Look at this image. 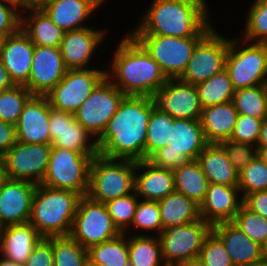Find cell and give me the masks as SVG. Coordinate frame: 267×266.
Wrapping results in <instances>:
<instances>
[{"label":"cell","instance_id":"obj_3","mask_svg":"<svg viewBox=\"0 0 267 266\" xmlns=\"http://www.w3.org/2000/svg\"><path fill=\"white\" fill-rule=\"evenodd\" d=\"M119 42L106 77L125 95L150 97L166 83L167 77L131 34Z\"/></svg>","mask_w":267,"mask_h":266},{"label":"cell","instance_id":"obj_63","mask_svg":"<svg viewBox=\"0 0 267 266\" xmlns=\"http://www.w3.org/2000/svg\"><path fill=\"white\" fill-rule=\"evenodd\" d=\"M265 95H266V103H267V82L265 83Z\"/></svg>","mask_w":267,"mask_h":266},{"label":"cell","instance_id":"obj_20","mask_svg":"<svg viewBox=\"0 0 267 266\" xmlns=\"http://www.w3.org/2000/svg\"><path fill=\"white\" fill-rule=\"evenodd\" d=\"M51 107L46 96L32 95L24 104L16 127L18 142L51 144L49 131Z\"/></svg>","mask_w":267,"mask_h":266},{"label":"cell","instance_id":"obj_4","mask_svg":"<svg viewBox=\"0 0 267 266\" xmlns=\"http://www.w3.org/2000/svg\"><path fill=\"white\" fill-rule=\"evenodd\" d=\"M81 197L70 190L37 185L28 222L43 238L69 236Z\"/></svg>","mask_w":267,"mask_h":266},{"label":"cell","instance_id":"obj_5","mask_svg":"<svg viewBox=\"0 0 267 266\" xmlns=\"http://www.w3.org/2000/svg\"><path fill=\"white\" fill-rule=\"evenodd\" d=\"M135 170L136 161L96 155L89 169L87 196L105 204L110 200L133 193Z\"/></svg>","mask_w":267,"mask_h":266},{"label":"cell","instance_id":"obj_54","mask_svg":"<svg viewBox=\"0 0 267 266\" xmlns=\"http://www.w3.org/2000/svg\"><path fill=\"white\" fill-rule=\"evenodd\" d=\"M257 147H267V118L262 122Z\"/></svg>","mask_w":267,"mask_h":266},{"label":"cell","instance_id":"obj_55","mask_svg":"<svg viewBox=\"0 0 267 266\" xmlns=\"http://www.w3.org/2000/svg\"><path fill=\"white\" fill-rule=\"evenodd\" d=\"M53 0H28V10H43Z\"/></svg>","mask_w":267,"mask_h":266},{"label":"cell","instance_id":"obj_14","mask_svg":"<svg viewBox=\"0 0 267 266\" xmlns=\"http://www.w3.org/2000/svg\"><path fill=\"white\" fill-rule=\"evenodd\" d=\"M105 77L106 71L102 69H68L45 96L50 107L74 114Z\"/></svg>","mask_w":267,"mask_h":266},{"label":"cell","instance_id":"obj_58","mask_svg":"<svg viewBox=\"0 0 267 266\" xmlns=\"http://www.w3.org/2000/svg\"><path fill=\"white\" fill-rule=\"evenodd\" d=\"M0 266H23V265L10 261L2 256V259L0 260Z\"/></svg>","mask_w":267,"mask_h":266},{"label":"cell","instance_id":"obj_22","mask_svg":"<svg viewBox=\"0 0 267 266\" xmlns=\"http://www.w3.org/2000/svg\"><path fill=\"white\" fill-rule=\"evenodd\" d=\"M238 186L210 183L204 200L199 205L200 217L212 226L232 222L243 205Z\"/></svg>","mask_w":267,"mask_h":266},{"label":"cell","instance_id":"obj_37","mask_svg":"<svg viewBox=\"0 0 267 266\" xmlns=\"http://www.w3.org/2000/svg\"><path fill=\"white\" fill-rule=\"evenodd\" d=\"M232 102L238 115H248L261 120L267 118L265 84L235 90Z\"/></svg>","mask_w":267,"mask_h":266},{"label":"cell","instance_id":"obj_30","mask_svg":"<svg viewBox=\"0 0 267 266\" xmlns=\"http://www.w3.org/2000/svg\"><path fill=\"white\" fill-rule=\"evenodd\" d=\"M21 28L34 45L60 48L64 31L44 10H28L27 14H21Z\"/></svg>","mask_w":267,"mask_h":266},{"label":"cell","instance_id":"obj_46","mask_svg":"<svg viewBox=\"0 0 267 266\" xmlns=\"http://www.w3.org/2000/svg\"><path fill=\"white\" fill-rule=\"evenodd\" d=\"M263 120L248 115H238L230 140L257 147Z\"/></svg>","mask_w":267,"mask_h":266},{"label":"cell","instance_id":"obj_41","mask_svg":"<svg viewBox=\"0 0 267 266\" xmlns=\"http://www.w3.org/2000/svg\"><path fill=\"white\" fill-rule=\"evenodd\" d=\"M245 39L253 43H267V0H255L247 12Z\"/></svg>","mask_w":267,"mask_h":266},{"label":"cell","instance_id":"obj_43","mask_svg":"<svg viewBox=\"0 0 267 266\" xmlns=\"http://www.w3.org/2000/svg\"><path fill=\"white\" fill-rule=\"evenodd\" d=\"M248 238L263 246L267 241V219L256 214L244 205L232 221Z\"/></svg>","mask_w":267,"mask_h":266},{"label":"cell","instance_id":"obj_16","mask_svg":"<svg viewBox=\"0 0 267 266\" xmlns=\"http://www.w3.org/2000/svg\"><path fill=\"white\" fill-rule=\"evenodd\" d=\"M154 108L171 115L174 119H200L202 106L195 85L178 79L166 83L150 96Z\"/></svg>","mask_w":267,"mask_h":266},{"label":"cell","instance_id":"obj_18","mask_svg":"<svg viewBox=\"0 0 267 266\" xmlns=\"http://www.w3.org/2000/svg\"><path fill=\"white\" fill-rule=\"evenodd\" d=\"M67 70L60 48L35 45L25 87L32 95L45 96L62 80Z\"/></svg>","mask_w":267,"mask_h":266},{"label":"cell","instance_id":"obj_19","mask_svg":"<svg viewBox=\"0 0 267 266\" xmlns=\"http://www.w3.org/2000/svg\"><path fill=\"white\" fill-rule=\"evenodd\" d=\"M36 184L3 178L0 181V226L27 223Z\"/></svg>","mask_w":267,"mask_h":266},{"label":"cell","instance_id":"obj_53","mask_svg":"<svg viewBox=\"0 0 267 266\" xmlns=\"http://www.w3.org/2000/svg\"><path fill=\"white\" fill-rule=\"evenodd\" d=\"M2 1L5 2L6 4L11 5L20 13L23 12V14H25L28 11V0H2Z\"/></svg>","mask_w":267,"mask_h":266},{"label":"cell","instance_id":"obj_8","mask_svg":"<svg viewBox=\"0 0 267 266\" xmlns=\"http://www.w3.org/2000/svg\"><path fill=\"white\" fill-rule=\"evenodd\" d=\"M94 157L52 146L47 170L40 185L70 190L86 196L89 186V169Z\"/></svg>","mask_w":267,"mask_h":266},{"label":"cell","instance_id":"obj_15","mask_svg":"<svg viewBox=\"0 0 267 266\" xmlns=\"http://www.w3.org/2000/svg\"><path fill=\"white\" fill-rule=\"evenodd\" d=\"M229 38L223 37L212 28L195 46L188 65L179 78L196 85L225 69Z\"/></svg>","mask_w":267,"mask_h":266},{"label":"cell","instance_id":"obj_44","mask_svg":"<svg viewBox=\"0 0 267 266\" xmlns=\"http://www.w3.org/2000/svg\"><path fill=\"white\" fill-rule=\"evenodd\" d=\"M142 229L145 232L158 231V236L163 231L160 218V210L157 201L143 200L138 201L131 227Z\"/></svg>","mask_w":267,"mask_h":266},{"label":"cell","instance_id":"obj_28","mask_svg":"<svg viewBox=\"0 0 267 266\" xmlns=\"http://www.w3.org/2000/svg\"><path fill=\"white\" fill-rule=\"evenodd\" d=\"M238 112L232 101L202 109L200 122L207 143L230 140Z\"/></svg>","mask_w":267,"mask_h":266},{"label":"cell","instance_id":"obj_23","mask_svg":"<svg viewBox=\"0 0 267 266\" xmlns=\"http://www.w3.org/2000/svg\"><path fill=\"white\" fill-rule=\"evenodd\" d=\"M104 35V31L89 27L64 32L60 51L66 68L88 69L89 60L104 40Z\"/></svg>","mask_w":267,"mask_h":266},{"label":"cell","instance_id":"obj_48","mask_svg":"<svg viewBox=\"0 0 267 266\" xmlns=\"http://www.w3.org/2000/svg\"><path fill=\"white\" fill-rule=\"evenodd\" d=\"M21 14L14 7L0 0V37L2 39L21 28Z\"/></svg>","mask_w":267,"mask_h":266},{"label":"cell","instance_id":"obj_50","mask_svg":"<svg viewBox=\"0 0 267 266\" xmlns=\"http://www.w3.org/2000/svg\"><path fill=\"white\" fill-rule=\"evenodd\" d=\"M243 205L250 211L267 219V190L247 194L243 198Z\"/></svg>","mask_w":267,"mask_h":266},{"label":"cell","instance_id":"obj_17","mask_svg":"<svg viewBox=\"0 0 267 266\" xmlns=\"http://www.w3.org/2000/svg\"><path fill=\"white\" fill-rule=\"evenodd\" d=\"M48 127L52 146L74 150L88 156L99 154L96 139H93V136L75 119L73 113L51 107Z\"/></svg>","mask_w":267,"mask_h":266},{"label":"cell","instance_id":"obj_35","mask_svg":"<svg viewBox=\"0 0 267 266\" xmlns=\"http://www.w3.org/2000/svg\"><path fill=\"white\" fill-rule=\"evenodd\" d=\"M195 86L202 108L230 102L233 100L235 93L225 69Z\"/></svg>","mask_w":267,"mask_h":266},{"label":"cell","instance_id":"obj_61","mask_svg":"<svg viewBox=\"0 0 267 266\" xmlns=\"http://www.w3.org/2000/svg\"><path fill=\"white\" fill-rule=\"evenodd\" d=\"M262 247H263V258L267 259V241Z\"/></svg>","mask_w":267,"mask_h":266},{"label":"cell","instance_id":"obj_2","mask_svg":"<svg viewBox=\"0 0 267 266\" xmlns=\"http://www.w3.org/2000/svg\"><path fill=\"white\" fill-rule=\"evenodd\" d=\"M131 35L204 37L213 27L206 0H153Z\"/></svg>","mask_w":267,"mask_h":266},{"label":"cell","instance_id":"obj_40","mask_svg":"<svg viewBox=\"0 0 267 266\" xmlns=\"http://www.w3.org/2000/svg\"><path fill=\"white\" fill-rule=\"evenodd\" d=\"M238 188L242 198L252 192L267 190V164L258 156L238 172Z\"/></svg>","mask_w":267,"mask_h":266},{"label":"cell","instance_id":"obj_9","mask_svg":"<svg viewBox=\"0 0 267 266\" xmlns=\"http://www.w3.org/2000/svg\"><path fill=\"white\" fill-rule=\"evenodd\" d=\"M159 64L167 79L180 78L192 57L196 44L203 37L132 35Z\"/></svg>","mask_w":267,"mask_h":266},{"label":"cell","instance_id":"obj_1","mask_svg":"<svg viewBox=\"0 0 267 266\" xmlns=\"http://www.w3.org/2000/svg\"><path fill=\"white\" fill-rule=\"evenodd\" d=\"M153 109L149 96L125 95L96 140L99 154L112 159L145 160L147 126Z\"/></svg>","mask_w":267,"mask_h":266},{"label":"cell","instance_id":"obj_33","mask_svg":"<svg viewBox=\"0 0 267 266\" xmlns=\"http://www.w3.org/2000/svg\"><path fill=\"white\" fill-rule=\"evenodd\" d=\"M128 254L130 266H166L160 239L155 235L137 234L128 237Z\"/></svg>","mask_w":267,"mask_h":266},{"label":"cell","instance_id":"obj_59","mask_svg":"<svg viewBox=\"0 0 267 266\" xmlns=\"http://www.w3.org/2000/svg\"><path fill=\"white\" fill-rule=\"evenodd\" d=\"M247 266H267V259H262L258 262H255V263H252L250 265H247Z\"/></svg>","mask_w":267,"mask_h":266},{"label":"cell","instance_id":"obj_42","mask_svg":"<svg viewBox=\"0 0 267 266\" xmlns=\"http://www.w3.org/2000/svg\"><path fill=\"white\" fill-rule=\"evenodd\" d=\"M138 199L140 198L134 191L105 203L114 225L121 233H126L127 228H130Z\"/></svg>","mask_w":267,"mask_h":266},{"label":"cell","instance_id":"obj_25","mask_svg":"<svg viewBox=\"0 0 267 266\" xmlns=\"http://www.w3.org/2000/svg\"><path fill=\"white\" fill-rule=\"evenodd\" d=\"M42 239L43 237L29 222L2 227L0 254L10 261L24 265Z\"/></svg>","mask_w":267,"mask_h":266},{"label":"cell","instance_id":"obj_49","mask_svg":"<svg viewBox=\"0 0 267 266\" xmlns=\"http://www.w3.org/2000/svg\"><path fill=\"white\" fill-rule=\"evenodd\" d=\"M23 266H54L51 237L43 238Z\"/></svg>","mask_w":267,"mask_h":266},{"label":"cell","instance_id":"obj_6","mask_svg":"<svg viewBox=\"0 0 267 266\" xmlns=\"http://www.w3.org/2000/svg\"><path fill=\"white\" fill-rule=\"evenodd\" d=\"M208 143L200 119H174L170 144L157 150L149 159L154 166L174 170L190 160H196Z\"/></svg>","mask_w":267,"mask_h":266},{"label":"cell","instance_id":"obj_31","mask_svg":"<svg viewBox=\"0 0 267 266\" xmlns=\"http://www.w3.org/2000/svg\"><path fill=\"white\" fill-rule=\"evenodd\" d=\"M157 203L163 230L175 225H185L201 218L199 205L176 191L158 200Z\"/></svg>","mask_w":267,"mask_h":266},{"label":"cell","instance_id":"obj_21","mask_svg":"<svg viewBox=\"0 0 267 266\" xmlns=\"http://www.w3.org/2000/svg\"><path fill=\"white\" fill-rule=\"evenodd\" d=\"M35 45L20 28L2 39L0 58L15 85H26L30 77Z\"/></svg>","mask_w":267,"mask_h":266},{"label":"cell","instance_id":"obj_34","mask_svg":"<svg viewBox=\"0 0 267 266\" xmlns=\"http://www.w3.org/2000/svg\"><path fill=\"white\" fill-rule=\"evenodd\" d=\"M126 233L91 246L88 251V261L106 266H130L128 254V239Z\"/></svg>","mask_w":267,"mask_h":266},{"label":"cell","instance_id":"obj_38","mask_svg":"<svg viewBox=\"0 0 267 266\" xmlns=\"http://www.w3.org/2000/svg\"><path fill=\"white\" fill-rule=\"evenodd\" d=\"M54 266H86L88 251L70 236L51 237Z\"/></svg>","mask_w":267,"mask_h":266},{"label":"cell","instance_id":"obj_47","mask_svg":"<svg viewBox=\"0 0 267 266\" xmlns=\"http://www.w3.org/2000/svg\"><path fill=\"white\" fill-rule=\"evenodd\" d=\"M219 144L223 147L228 159L238 172L257 156V147L251 144L238 143L232 140L221 141Z\"/></svg>","mask_w":267,"mask_h":266},{"label":"cell","instance_id":"obj_60","mask_svg":"<svg viewBox=\"0 0 267 266\" xmlns=\"http://www.w3.org/2000/svg\"><path fill=\"white\" fill-rule=\"evenodd\" d=\"M4 178L3 174V158L0 157V181Z\"/></svg>","mask_w":267,"mask_h":266},{"label":"cell","instance_id":"obj_39","mask_svg":"<svg viewBox=\"0 0 267 266\" xmlns=\"http://www.w3.org/2000/svg\"><path fill=\"white\" fill-rule=\"evenodd\" d=\"M32 93L24 85L13 87L0 92V120L16 125L24 104Z\"/></svg>","mask_w":267,"mask_h":266},{"label":"cell","instance_id":"obj_10","mask_svg":"<svg viewBox=\"0 0 267 266\" xmlns=\"http://www.w3.org/2000/svg\"><path fill=\"white\" fill-rule=\"evenodd\" d=\"M120 234L106 204L94 201L87 195L80 198L69 234L72 239L89 249Z\"/></svg>","mask_w":267,"mask_h":266},{"label":"cell","instance_id":"obj_12","mask_svg":"<svg viewBox=\"0 0 267 266\" xmlns=\"http://www.w3.org/2000/svg\"><path fill=\"white\" fill-rule=\"evenodd\" d=\"M52 145L16 142L2 157L5 178L40 185L45 176Z\"/></svg>","mask_w":267,"mask_h":266},{"label":"cell","instance_id":"obj_29","mask_svg":"<svg viewBox=\"0 0 267 266\" xmlns=\"http://www.w3.org/2000/svg\"><path fill=\"white\" fill-rule=\"evenodd\" d=\"M197 160L209 183L238 186V171L219 143H208Z\"/></svg>","mask_w":267,"mask_h":266},{"label":"cell","instance_id":"obj_62","mask_svg":"<svg viewBox=\"0 0 267 266\" xmlns=\"http://www.w3.org/2000/svg\"><path fill=\"white\" fill-rule=\"evenodd\" d=\"M86 266H106V265L93 264V263H90L89 261H87V265Z\"/></svg>","mask_w":267,"mask_h":266},{"label":"cell","instance_id":"obj_52","mask_svg":"<svg viewBox=\"0 0 267 266\" xmlns=\"http://www.w3.org/2000/svg\"><path fill=\"white\" fill-rule=\"evenodd\" d=\"M14 85V82L11 80L8 71L0 58V92L13 87Z\"/></svg>","mask_w":267,"mask_h":266},{"label":"cell","instance_id":"obj_32","mask_svg":"<svg viewBox=\"0 0 267 266\" xmlns=\"http://www.w3.org/2000/svg\"><path fill=\"white\" fill-rule=\"evenodd\" d=\"M173 174L175 191L200 205L210 183L198 160H190L183 166L175 168Z\"/></svg>","mask_w":267,"mask_h":266},{"label":"cell","instance_id":"obj_27","mask_svg":"<svg viewBox=\"0 0 267 266\" xmlns=\"http://www.w3.org/2000/svg\"><path fill=\"white\" fill-rule=\"evenodd\" d=\"M105 0H53L43 10L64 32L85 27L84 22Z\"/></svg>","mask_w":267,"mask_h":266},{"label":"cell","instance_id":"obj_11","mask_svg":"<svg viewBox=\"0 0 267 266\" xmlns=\"http://www.w3.org/2000/svg\"><path fill=\"white\" fill-rule=\"evenodd\" d=\"M212 225L202 218L185 224L164 229L158 236L161 243L164 265L174 266L178 262L199 257Z\"/></svg>","mask_w":267,"mask_h":266},{"label":"cell","instance_id":"obj_24","mask_svg":"<svg viewBox=\"0 0 267 266\" xmlns=\"http://www.w3.org/2000/svg\"><path fill=\"white\" fill-rule=\"evenodd\" d=\"M212 231L224 243L234 266H247L263 259V247L232 222L217 223L212 226Z\"/></svg>","mask_w":267,"mask_h":266},{"label":"cell","instance_id":"obj_13","mask_svg":"<svg viewBox=\"0 0 267 266\" xmlns=\"http://www.w3.org/2000/svg\"><path fill=\"white\" fill-rule=\"evenodd\" d=\"M124 96L125 94L105 77L74 113V117L97 140Z\"/></svg>","mask_w":267,"mask_h":266},{"label":"cell","instance_id":"obj_7","mask_svg":"<svg viewBox=\"0 0 267 266\" xmlns=\"http://www.w3.org/2000/svg\"><path fill=\"white\" fill-rule=\"evenodd\" d=\"M245 44L247 45L244 46ZM225 70L235 90L265 84L267 82V43L229 39Z\"/></svg>","mask_w":267,"mask_h":266},{"label":"cell","instance_id":"obj_57","mask_svg":"<svg viewBox=\"0 0 267 266\" xmlns=\"http://www.w3.org/2000/svg\"><path fill=\"white\" fill-rule=\"evenodd\" d=\"M257 156L267 164V147H257Z\"/></svg>","mask_w":267,"mask_h":266},{"label":"cell","instance_id":"obj_36","mask_svg":"<svg viewBox=\"0 0 267 266\" xmlns=\"http://www.w3.org/2000/svg\"><path fill=\"white\" fill-rule=\"evenodd\" d=\"M174 118L155 108L149 118L145 143V160H148L157 150L170 144L171 125Z\"/></svg>","mask_w":267,"mask_h":266},{"label":"cell","instance_id":"obj_45","mask_svg":"<svg viewBox=\"0 0 267 266\" xmlns=\"http://www.w3.org/2000/svg\"><path fill=\"white\" fill-rule=\"evenodd\" d=\"M204 266H234L222 240L211 231L198 257Z\"/></svg>","mask_w":267,"mask_h":266},{"label":"cell","instance_id":"obj_51","mask_svg":"<svg viewBox=\"0 0 267 266\" xmlns=\"http://www.w3.org/2000/svg\"><path fill=\"white\" fill-rule=\"evenodd\" d=\"M17 142L15 125L0 120V157Z\"/></svg>","mask_w":267,"mask_h":266},{"label":"cell","instance_id":"obj_56","mask_svg":"<svg viewBox=\"0 0 267 266\" xmlns=\"http://www.w3.org/2000/svg\"><path fill=\"white\" fill-rule=\"evenodd\" d=\"M174 266H204L199 258L188 259L186 261H181Z\"/></svg>","mask_w":267,"mask_h":266},{"label":"cell","instance_id":"obj_26","mask_svg":"<svg viewBox=\"0 0 267 266\" xmlns=\"http://www.w3.org/2000/svg\"><path fill=\"white\" fill-rule=\"evenodd\" d=\"M142 169L144 171L140 174ZM134 191L143 200L163 199L175 191L173 170L158 168L148 160L137 161Z\"/></svg>","mask_w":267,"mask_h":266}]
</instances>
